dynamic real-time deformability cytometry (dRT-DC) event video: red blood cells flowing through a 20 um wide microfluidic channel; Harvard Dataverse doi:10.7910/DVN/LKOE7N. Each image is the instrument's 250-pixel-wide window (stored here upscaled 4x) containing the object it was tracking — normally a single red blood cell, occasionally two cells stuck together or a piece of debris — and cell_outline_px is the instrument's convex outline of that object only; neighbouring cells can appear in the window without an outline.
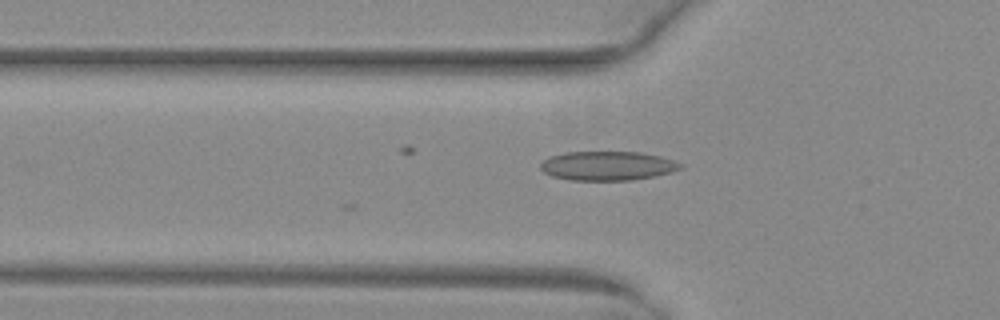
{"species": "common noctule bat (a hibernating species)", "species_latin": "Nyctalus noctula", "temperature_condition": "warm", "stored_images_in_passage": 6, "camera_frame_rate_fps": 3000, "um_per_image_px": 0.085, "animal": {"sex": "female", "body_mass_g": 29.2, "forearm_length_mm": 56.3}, "frame": {"image": 1, "passage_image": 2, "time_ms": 0.333, "image_size_px": [1000, 320], "cell_outline_px": [[684, 168], [656, 176], [632, 180], [572, 180], [552, 176], [544, 172], [540, 168], [540, 164], [548, 156], [564, 152], [640, 152], [660, 156], [684, 164]], "centroid_in_image_um": [51.65, 14.09], "position_along_channel_um": 74.2, "area_um2": 23.87}}
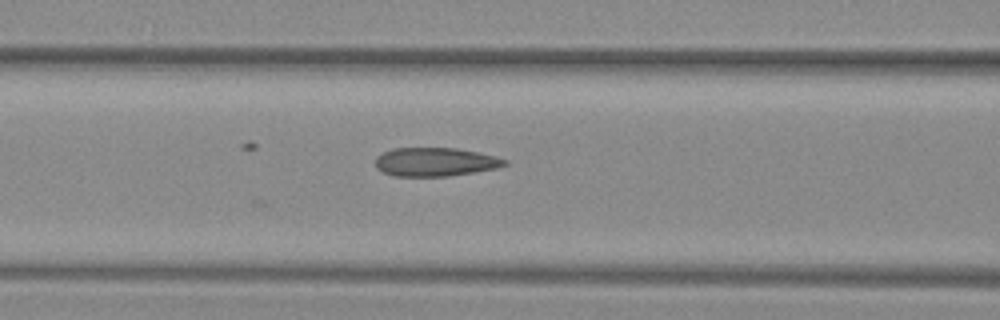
{"frame": {"image": 2, "passage_image": 6, "time_ms": 1.667, "image_size_px": [1000, 320], "cell_outline_px": [[508, 164], [500, 168], [448, 176], [392, 176], [376, 168], [376, 156], [392, 148], [456, 148], [496, 156], [508, 160]], "centroid_in_image_um": [37.02, 13.76], "position_along_channel_um": 129.6, "area_um2": 21.68}}